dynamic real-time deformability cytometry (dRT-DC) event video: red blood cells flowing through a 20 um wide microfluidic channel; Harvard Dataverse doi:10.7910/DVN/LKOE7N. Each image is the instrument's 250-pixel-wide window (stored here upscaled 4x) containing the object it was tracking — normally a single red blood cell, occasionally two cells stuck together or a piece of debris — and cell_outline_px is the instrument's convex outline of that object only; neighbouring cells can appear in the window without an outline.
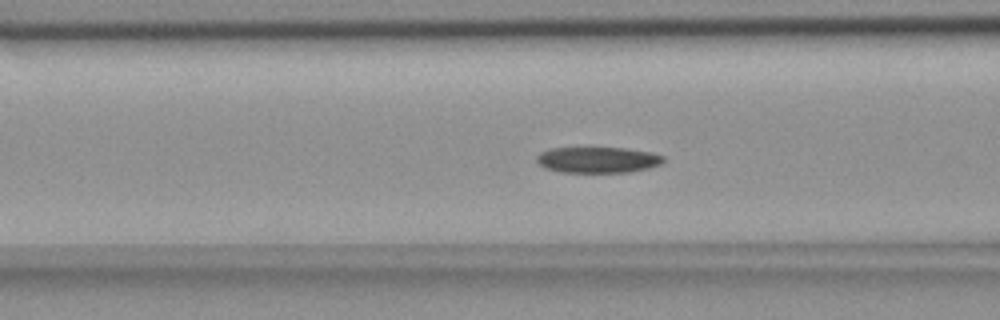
{"species": "common noctule bat (a hibernating species)", "species_latin": "Nyctalus noctula", "temperature_condition": "room temperature", "stored_images_in_passage": 50, "camera_frame_rate_fps": 3000, "um_per_image_px": 0.085, "animal": {"sex": "female", "body_mass_g": 18.4}, "frame": {"image": 1, "passage_image": 15, "time_ms": 4.667, "image_size_px": [1000, 320], "cell_outline_px": [[664, 160], [660, 164], [648, 168], [628, 172], [560, 172], [544, 168], [536, 160], [536, 156], [540, 152], [552, 148], [624, 148], [652, 152], [664, 156]], "centroid_in_image_um": [50.8, 13.58], "position_along_channel_um": 115.8, "area_um2": 19.13}}
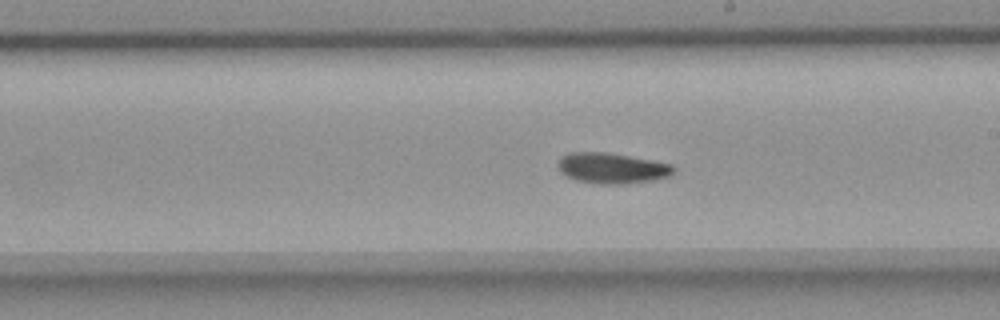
{"frame": {"image": 2, "passage_image": 25, "time_ms": 8.0, "image_size_px": [1000, 320], "cell_outline_px": [[676, 172], [672, 176], [652, 180], [628, 184], [600, 184], [576, 180], [560, 172], [556, 164], [568, 152], [608, 152], [652, 160], [672, 164], [676, 168]], "centroid_in_image_um": [52.06, 14.3], "position_along_channel_um": 236.9, "area_um2": 20.87}}
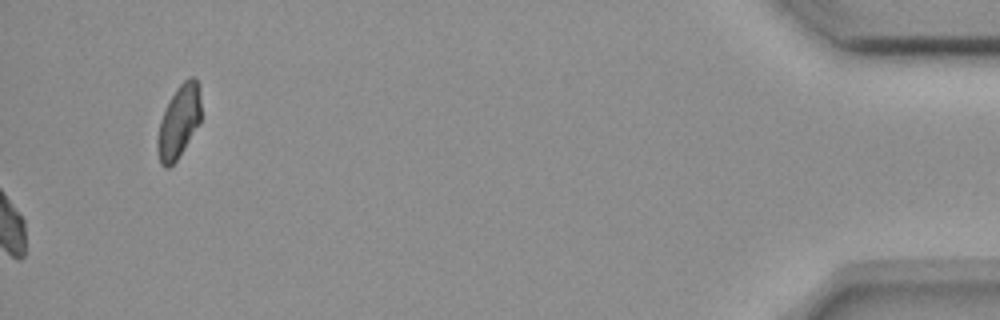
{"frame": {"image": 3, "passage_image": 50, "time_ms": 16.333, "image_size_px": [1000, 320], "cell_outline_px": [[200, 124], [176, 160], [168, 168], [164, 168], [160, 164], [156, 148], [156, 140], [160, 120], [168, 100], [176, 88], [188, 76], [196, 76], [200, 84]], "centroid_in_image_um": [15.2, 10.3], "position_along_channel_um": 420.0, "area_um2": 18.9}, "authors_computed_cell_mechanics": {"area_um2": 19.9988, "velocity_mm_per_s": 3.6463, "shape_relaxation_time_tau1_ms": null, "shape_relaxation_time_tau2_ms": 9.1712, "deformation_change_tau1": null, "deformation_change_tau2": 0.1435}}